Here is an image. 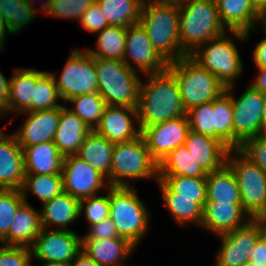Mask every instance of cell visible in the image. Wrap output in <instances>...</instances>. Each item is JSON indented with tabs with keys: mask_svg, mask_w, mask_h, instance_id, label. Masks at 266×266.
I'll list each match as a JSON object with an SVG mask.
<instances>
[{
	"mask_svg": "<svg viewBox=\"0 0 266 266\" xmlns=\"http://www.w3.org/2000/svg\"><path fill=\"white\" fill-rule=\"evenodd\" d=\"M243 266H257L253 262H246Z\"/></svg>",
	"mask_w": 266,
	"mask_h": 266,
	"instance_id": "62",
	"label": "cell"
},
{
	"mask_svg": "<svg viewBox=\"0 0 266 266\" xmlns=\"http://www.w3.org/2000/svg\"><path fill=\"white\" fill-rule=\"evenodd\" d=\"M221 23L229 31H241L246 39L251 30L259 25L260 14L253 7L251 0H215Z\"/></svg>",
	"mask_w": 266,
	"mask_h": 266,
	"instance_id": "23",
	"label": "cell"
},
{
	"mask_svg": "<svg viewBox=\"0 0 266 266\" xmlns=\"http://www.w3.org/2000/svg\"><path fill=\"white\" fill-rule=\"evenodd\" d=\"M10 79L7 80L0 71V114L7 116Z\"/></svg>",
	"mask_w": 266,
	"mask_h": 266,
	"instance_id": "51",
	"label": "cell"
},
{
	"mask_svg": "<svg viewBox=\"0 0 266 266\" xmlns=\"http://www.w3.org/2000/svg\"><path fill=\"white\" fill-rule=\"evenodd\" d=\"M40 211L27 201H23L14 216L8 234L0 241L1 245L30 248L41 231Z\"/></svg>",
	"mask_w": 266,
	"mask_h": 266,
	"instance_id": "22",
	"label": "cell"
},
{
	"mask_svg": "<svg viewBox=\"0 0 266 266\" xmlns=\"http://www.w3.org/2000/svg\"><path fill=\"white\" fill-rule=\"evenodd\" d=\"M66 102L72 103L73 107L69 108L72 113L83 120L91 130H95L106 107L105 100L98 92L78 95Z\"/></svg>",
	"mask_w": 266,
	"mask_h": 266,
	"instance_id": "37",
	"label": "cell"
},
{
	"mask_svg": "<svg viewBox=\"0 0 266 266\" xmlns=\"http://www.w3.org/2000/svg\"><path fill=\"white\" fill-rule=\"evenodd\" d=\"M29 191L42 203L52 200L64 192L62 174L25 175L21 192L26 202Z\"/></svg>",
	"mask_w": 266,
	"mask_h": 266,
	"instance_id": "36",
	"label": "cell"
},
{
	"mask_svg": "<svg viewBox=\"0 0 266 266\" xmlns=\"http://www.w3.org/2000/svg\"><path fill=\"white\" fill-rule=\"evenodd\" d=\"M30 250L41 262L70 264L82 250V239L73 230L42 228Z\"/></svg>",
	"mask_w": 266,
	"mask_h": 266,
	"instance_id": "12",
	"label": "cell"
},
{
	"mask_svg": "<svg viewBox=\"0 0 266 266\" xmlns=\"http://www.w3.org/2000/svg\"><path fill=\"white\" fill-rule=\"evenodd\" d=\"M250 219L241 204L206 202L201 228L218 236L242 227Z\"/></svg>",
	"mask_w": 266,
	"mask_h": 266,
	"instance_id": "20",
	"label": "cell"
},
{
	"mask_svg": "<svg viewBox=\"0 0 266 266\" xmlns=\"http://www.w3.org/2000/svg\"><path fill=\"white\" fill-rule=\"evenodd\" d=\"M10 79L7 114L19 115L31 112V99H33V86L36 80L45 72L35 69L17 68Z\"/></svg>",
	"mask_w": 266,
	"mask_h": 266,
	"instance_id": "28",
	"label": "cell"
},
{
	"mask_svg": "<svg viewBox=\"0 0 266 266\" xmlns=\"http://www.w3.org/2000/svg\"><path fill=\"white\" fill-rule=\"evenodd\" d=\"M233 105V149H239L247 140L261 135V119L264 109V94L252 85L236 99L232 95Z\"/></svg>",
	"mask_w": 266,
	"mask_h": 266,
	"instance_id": "11",
	"label": "cell"
},
{
	"mask_svg": "<svg viewBox=\"0 0 266 266\" xmlns=\"http://www.w3.org/2000/svg\"><path fill=\"white\" fill-rule=\"evenodd\" d=\"M264 38L256 44L253 51V62L257 68H266V31H264Z\"/></svg>",
	"mask_w": 266,
	"mask_h": 266,
	"instance_id": "50",
	"label": "cell"
},
{
	"mask_svg": "<svg viewBox=\"0 0 266 266\" xmlns=\"http://www.w3.org/2000/svg\"><path fill=\"white\" fill-rule=\"evenodd\" d=\"M164 206L179 226L194 223L201 226L203 208L195 202V198L161 197Z\"/></svg>",
	"mask_w": 266,
	"mask_h": 266,
	"instance_id": "38",
	"label": "cell"
},
{
	"mask_svg": "<svg viewBox=\"0 0 266 266\" xmlns=\"http://www.w3.org/2000/svg\"><path fill=\"white\" fill-rule=\"evenodd\" d=\"M61 99L55 84L52 72L45 71L33 86V99H31V112L62 107ZM58 102V103H57Z\"/></svg>",
	"mask_w": 266,
	"mask_h": 266,
	"instance_id": "40",
	"label": "cell"
},
{
	"mask_svg": "<svg viewBox=\"0 0 266 266\" xmlns=\"http://www.w3.org/2000/svg\"><path fill=\"white\" fill-rule=\"evenodd\" d=\"M154 3L180 4L185 0H148Z\"/></svg>",
	"mask_w": 266,
	"mask_h": 266,
	"instance_id": "59",
	"label": "cell"
},
{
	"mask_svg": "<svg viewBox=\"0 0 266 266\" xmlns=\"http://www.w3.org/2000/svg\"><path fill=\"white\" fill-rule=\"evenodd\" d=\"M90 132L91 129L86 123L68 107H60V118L53 142L64 157L76 155Z\"/></svg>",
	"mask_w": 266,
	"mask_h": 266,
	"instance_id": "24",
	"label": "cell"
},
{
	"mask_svg": "<svg viewBox=\"0 0 266 266\" xmlns=\"http://www.w3.org/2000/svg\"><path fill=\"white\" fill-rule=\"evenodd\" d=\"M259 25H263L264 31H266V10L260 15Z\"/></svg>",
	"mask_w": 266,
	"mask_h": 266,
	"instance_id": "60",
	"label": "cell"
},
{
	"mask_svg": "<svg viewBox=\"0 0 266 266\" xmlns=\"http://www.w3.org/2000/svg\"><path fill=\"white\" fill-rule=\"evenodd\" d=\"M126 27L108 26L97 32L96 48H85L93 57L123 61L126 45Z\"/></svg>",
	"mask_w": 266,
	"mask_h": 266,
	"instance_id": "34",
	"label": "cell"
},
{
	"mask_svg": "<svg viewBox=\"0 0 266 266\" xmlns=\"http://www.w3.org/2000/svg\"><path fill=\"white\" fill-rule=\"evenodd\" d=\"M229 36H234L239 41L247 40L244 32L227 31L200 45L189 55L201 67L215 75L225 88L235 86V81L244 70L237 45Z\"/></svg>",
	"mask_w": 266,
	"mask_h": 266,
	"instance_id": "4",
	"label": "cell"
},
{
	"mask_svg": "<svg viewBox=\"0 0 266 266\" xmlns=\"http://www.w3.org/2000/svg\"><path fill=\"white\" fill-rule=\"evenodd\" d=\"M259 215L266 217V206H265L264 210Z\"/></svg>",
	"mask_w": 266,
	"mask_h": 266,
	"instance_id": "63",
	"label": "cell"
},
{
	"mask_svg": "<svg viewBox=\"0 0 266 266\" xmlns=\"http://www.w3.org/2000/svg\"><path fill=\"white\" fill-rule=\"evenodd\" d=\"M180 87L185 111L208 103L225 92V86L211 72L201 67L189 55L168 63Z\"/></svg>",
	"mask_w": 266,
	"mask_h": 266,
	"instance_id": "7",
	"label": "cell"
},
{
	"mask_svg": "<svg viewBox=\"0 0 266 266\" xmlns=\"http://www.w3.org/2000/svg\"><path fill=\"white\" fill-rule=\"evenodd\" d=\"M251 3L260 15L266 10V0H251Z\"/></svg>",
	"mask_w": 266,
	"mask_h": 266,
	"instance_id": "57",
	"label": "cell"
},
{
	"mask_svg": "<svg viewBox=\"0 0 266 266\" xmlns=\"http://www.w3.org/2000/svg\"><path fill=\"white\" fill-rule=\"evenodd\" d=\"M207 201L241 204L239 185L235 173L226 164L206 177Z\"/></svg>",
	"mask_w": 266,
	"mask_h": 266,
	"instance_id": "31",
	"label": "cell"
},
{
	"mask_svg": "<svg viewBox=\"0 0 266 266\" xmlns=\"http://www.w3.org/2000/svg\"><path fill=\"white\" fill-rule=\"evenodd\" d=\"M61 174L64 192L79 200L99 195L100 189L110 187L103 174L77 155L64 157Z\"/></svg>",
	"mask_w": 266,
	"mask_h": 266,
	"instance_id": "13",
	"label": "cell"
},
{
	"mask_svg": "<svg viewBox=\"0 0 266 266\" xmlns=\"http://www.w3.org/2000/svg\"><path fill=\"white\" fill-rule=\"evenodd\" d=\"M261 134L266 135V95H264V109L261 119Z\"/></svg>",
	"mask_w": 266,
	"mask_h": 266,
	"instance_id": "58",
	"label": "cell"
},
{
	"mask_svg": "<svg viewBox=\"0 0 266 266\" xmlns=\"http://www.w3.org/2000/svg\"><path fill=\"white\" fill-rule=\"evenodd\" d=\"M213 101L194 107L186 112L190 130L215 138Z\"/></svg>",
	"mask_w": 266,
	"mask_h": 266,
	"instance_id": "41",
	"label": "cell"
},
{
	"mask_svg": "<svg viewBox=\"0 0 266 266\" xmlns=\"http://www.w3.org/2000/svg\"><path fill=\"white\" fill-rule=\"evenodd\" d=\"M158 174L206 178L208 173L195 162L187 148L182 145L172 150L158 164Z\"/></svg>",
	"mask_w": 266,
	"mask_h": 266,
	"instance_id": "33",
	"label": "cell"
},
{
	"mask_svg": "<svg viewBox=\"0 0 266 266\" xmlns=\"http://www.w3.org/2000/svg\"><path fill=\"white\" fill-rule=\"evenodd\" d=\"M23 114L28 115V118L14 133L22 148L54 140L60 118V107L23 112Z\"/></svg>",
	"mask_w": 266,
	"mask_h": 266,
	"instance_id": "19",
	"label": "cell"
},
{
	"mask_svg": "<svg viewBox=\"0 0 266 266\" xmlns=\"http://www.w3.org/2000/svg\"><path fill=\"white\" fill-rule=\"evenodd\" d=\"M161 197L195 198L202 208L207 201L206 178L178 175H159Z\"/></svg>",
	"mask_w": 266,
	"mask_h": 266,
	"instance_id": "29",
	"label": "cell"
},
{
	"mask_svg": "<svg viewBox=\"0 0 266 266\" xmlns=\"http://www.w3.org/2000/svg\"><path fill=\"white\" fill-rule=\"evenodd\" d=\"M35 266V265H34ZM40 266V265H36ZM41 266H70V264H62V263H44Z\"/></svg>",
	"mask_w": 266,
	"mask_h": 266,
	"instance_id": "61",
	"label": "cell"
},
{
	"mask_svg": "<svg viewBox=\"0 0 266 266\" xmlns=\"http://www.w3.org/2000/svg\"><path fill=\"white\" fill-rule=\"evenodd\" d=\"M258 77L251 84L255 89L266 95V68H257Z\"/></svg>",
	"mask_w": 266,
	"mask_h": 266,
	"instance_id": "53",
	"label": "cell"
},
{
	"mask_svg": "<svg viewBox=\"0 0 266 266\" xmlns=\"http://www.w3.org/2000/svg\"><path fill=\"white\" fill-rule=\"evenodd\" d=\"M52 74L64 102L78 95L97 92L98 78L94 57L85 49L71 51L58 80L56 74Z\"/></svg>",
	"mask_w": 266,
	"mask_h": 266,
	"instance_id": "10",
	"label": "cell"
},
{
	"mask_svg": "<svg viewBox=\"0 0 266 266\" xmlns=\"http://www.w3.org/2000/svg\"><path fill=\"white\" fill-rule=\"evenodd\" d=\"M25 175L61 174L64 156L53 141L23 148Z\"/></svg>",
	"mask_w": 266,
	"mask_h": 266,
	"instance_id": "25",
	"label": "cell"
},
{
	"mask_svg": "<svg viewBox=\"0 0 266 266\" xmlns=\"http://www.w3.org/2000/svg\"><path fill=\"white\" fill-rule=\"evenodd\" d=\"M70 266H99L92 258H90L82 250L71 261Z\"/></svg>",
	"mask_w": 266,
	"mask_h": 266,
	"instance_id": "52",
	"label": "cell"
},
{
	"mask_svg": "<svg viewBox=\"0 0 266 266\" xmlns=\"http://www.w3.org/2000/svg\"><path fill=\"white\" fill-rule=\"evenodd\" d=\"M239 150L266 173V135L245 141Z\"/></svg>",
	"mask_w": 266,
	"mask_h": 266,
	"instance_id": "46",
	"label": "cell"
},
{
	"mask_svg": "<svg viewBox=\"0 0 266 266\" xmlns=\"http://www.w3.org/2000/svg\"><path fill=\"white\" fill-rule=\"evenodd\" d=\"M41 208L42 228L48 229L51 224L57 230H71L69 224L80 217V200L65 192L43 203Z\"/></svg>",
	"mask_w": 266,
	"mask_h": 266,
	"instance_id": "27",
	"label": "cell"
},
{
	"mask_svg": "<svg viewBox=\"0 0 266 266\" xmlns=\"http://www.w3.org/2000/svg\"><path fill=\"white\" fill-rule=\"evenodd\" d=\"M96 2V0H53L48 16L80 20L82 14Z\"/></svg>",
	"mask_w": 266,
	"mask_h": 266,
	"instance_id": "44",
	"label": "cell"
},
{
	"mask_svg": "<svg viewBox=\"0 0 266 266\" xmlns=\"http://www.w3.org/2000/svg\"><path fill=\"white\" fill-rule=\"evenodd\" d=\"M218 237L222 243L214 266H243L249 261L260 232L256 222L250 219L242 227Z\"/></svg>",
	"mask_w": 266,
	"mask_h": 266,
	"instance_id": "16",
	"label": "cell"
},
{
	"mask_svg": "<svg viewBox=\"0 0 266 266\" xmlns=\"http://www.w3.org/2000/svg\"><path fill=\"white\" fill-rule=\"evenodd\" d=\"M134 120L137 122L136 126ZM95 131L112 143L138 138L141 136V128L138 124L137 108L106 105Z\"/></svg>",
	"mask_w": 266,
	"mask_h": 266,
	"instance_id": "17",
	"label": "cell"
},
{
	"mask_svg": "<svg viewBox=\"0 0 266 266\" xmlns=\"http://www.w3.org/2000/svg\"><path fill=\"white\" fill-rule=\"evenodd\" d=\"M179 22L178 4L144 1L140 24L147 31L153 48L167 63L187 55L180 46Z\"/></svg>",
	"mask_w": 266,
	"mask_h": 266,
	"instance_id": "2",
	"label": "cell"
},
{
	"mask_svg": "<svg viewBox=\"0 0 266 266\" xmlns=\"http://www.w3.org/2000/svg\"><path fill=\"white\" fill-rule=\"evenodd\" d=\"M144 77L147 81L141 82L137 106L140 127L186 115L178 81L168 68Z\"/></svg>",
	"mask_w": 266,
	"mask_h": 266,
	"instance_id": "1",
	"label": "cell"
},
{
	"mask_svg": "<svg viewBox=\"0 0 266 266\" xmlns=\"http://www.w3.org/2000/svg\"><path fill=\"white\" fill-rule=\"evenodd\" d=\"M227 165L235 173L242 208L252 218L266 206V173L247 158L239 149H230Z\"/></svg>",
	"mask_w": 266,
	"mask_h": 266,
	"instance_id": "9",
	"label": "cell"
},
{
	"mask_svg": "<svg viewBox=\"0 0 266 266\" xmlns=\"http://www.w3.org/2000/svg\"><path fill=\"white\" fill-rule=\"evenodd\" d=\"M249 262H253L257 266H266V244L260 237L250 255Z\"/></svg>",
	"mask_w": 266,
	"mask_h": 266,
	"instance_id": "49",
	"label": "cell"
},
{
	"mask_svg": "<svg viewBox=\"0 0 266 266\" xmlns=\"http://www.w3.org/2000/svg\"><path fill=\"white\" fill-rule=\"evenodd\" d=\"M178 8L180 46L187 55L228 31L221 23L215 0H185Z\"/></svg>",
	"mask_w": 266,
	"mask_h": 266,
	"instance_id": "3",
	"label": "cell"
},
{
	"mask_svg": "<svg viewBox=\"0 0 266 266\" xmlns=\"http://www.w3.org/2000/svg\"><path fill=\"white\" fill-rule=\"evenodd\" d=\"M107 191V195H96L80 200V216L82 214L85 215L89 226L99 223L109 217V187Z\"/></svg>",
	"mask_w": 266,
	"mask_h": 266,
	"instance_id": "43",
	"label": "cell"
},
{
	"mask_svg": "<svg viewBox=\"0 0 266 266\" xmlns=\"http://www.w3.org/2000/svg\"><path fill=\"white\" fill-rule=\"evenodd\" d=\"M27 2V4L32 8L37 10L38 8H36L35 4L36 3L34 0H25ZM47 1V2H46ZM44 1V3L41 5L40 9L43 10L44 14L49 10L52 1L53 0H46Z\"/></svg>",
	"mask_w": 266,
	"mask_h": 266,
	"instance_id": "56",
	"label": "cell"
},
{
	"mask_svg": "<svg viewBox=\"0 0 266 266\" xmlns=\"http://www.w3.org/2000/svg\"><path fill=\"white\" fill-rule=\"evenodd\" d=\"M38 10L32 9L25 0H0V13L12 34H17L34 21Z\"/></svg>",
	"mask_w": 266,
	"mask_h": 266,
	"instance_id": "39",
	"label": "cell"
},
{
	"mask_svg": "<svg viewBox=\"0 0 266 266\" xmlns=\"http://www.w3.org/2000/svg\"><path fill=\"white\" fill-rule=\"evenodd\" d=\"M88 232L86 235L81 236L82 240H91V239H111V238H122L119 237L117 233L116 226L110 217L105 220L89 226Z\"/></svg>",
	"mask_w": 266,
	"mask_h": 266,
	"instance_id": "48",
	"label": "cell"
},
{
	"mask_svg": "<svg viewBox=\"0 0 266 266\" xmlns=\"http://www.w3.org/2000/svg\"><path fill=\"white\" fill-rule=\"evenodd\" d=\"M134 248L125 238L82 240V251L99 266H127L123 261Z\"/></svg>",
	"mask_w": 266,
	"mask_h": 266,
	"instance_id": "26",
	"label": "cell"
},
{
	"mask_svg": "<svg viewBox=\"0 0 266 266\" xmlns=\"http://www.w3.org/2000/svg\"><path fill=\"white\" fill-rule=\"evenodd\" d=\"M23 201L21 190L0 189V241L8 234L17 209Z\"/></svg>",
	"mask_w": 266,
	"mask_h": 266,
	"instance_id": "42",
	"label": "cell"
},
{
	"mask_svg": "<svg viewBox=\"0 0 266 266\" xmlns=\"http://www.w3.org/2000/svg\"><path fill=\"white\" fill-rule=\"evenodd\" d=\"M215 119V139L233 149V105L231 88H226L218 98L213 100Z\"/></svg>",
	"mask_w": 266,
	"mask_h": 266,
	"instance_id": "35",
	"label": "cell"
},
{
	"mask_svg": "<svg viewBox=\"0 0 266 266\" xmlns=\"http://www.w3.org/2000/svg\"><path fill=\"white\" fill-rule=\"evenodd\" d=\"M98 78L97 92L106 105L137 108L142 79L123 61L94 57Z\"/></svg>",
	"mask_w": 266,
	"mask_h": 266,
	"instance_id": "5",
	"label": "cell"
},
{
	"mask_svg": "<svg viewBox=\"0 0 266 266\" xmlns=\"http://www.w3.org/2000/svg\"><path fill=\"white\" fill-rule=\"evenodd\" d=\"M152 177L156 181L159 178L158 163L152 158L142 136L115 143L109 175L110 186L126 187L130 186V179H151Z\"/></svg>",
	"mask_w": 266,
	"mask_h": 266,
	"instance_id": "8",
	"label": "cell"
},
{
	"mask_svg": "<svg viewBox=\"0 0 266 266\" xmlns=\"http://www.w3.org/2000/svg\"><path fill=\"white\" fill-rule=\"evenodd\" d=\"M131 58V59H129ZM132 60L133 64L130 62ZM123 62L131 69L144 75L164 71L168 63L153 48L147 31L141 24L128 26Z\"/></svg>",
	"mask_w": 266,
	"mask_h": 266,
	"instance_id": "15",
	"label": "cell"
},
{
	"mask_svg": "<svg viewBox=\"0 0 266 266\" xmlns=\"http://www.w3.org/2000/svg\"><path fill=\"white\" fill-rule=\"evenodd\" d=\"M30 248L21 246H0V266H32Z\"/></svg>",
	"mask_w": 266,
	"mask_h": 266,
	"instance_id": "45",
	"label": "cell"
},
{
	"mask_svg": "<svg viewBox=\"0 0 266 266\" xmlns=\"http://www.w3.org/2000/svg\"><path fill=\"white\" fill-rule=\"evenodd\" d=\"M184 146L207 173L215 172L227 164L229 148L219 140L189 131Z\"/></svg>",
	"mask_w": 266,
	"mask_h": 266,
	"instance_id": "21",
	"label": "cell"
},
{
	"mask_svg": "<svg viewBox=\"0 0 266 266\" xmlns=\"http://www.w3.org/2000/svg\"><path fill=\"white\" fill-rule=\"evenodd\" d=\"M109 217L116 226L119 237L127 239L135 247L149 228V211L131 186L109 187Z\"/></svg>",
	"mask_w": 266,
	"mask_h": 266,
	"instance_id": "6",
	"label": "cell"
},
{
	"mask_svg": "<svg viewBox=\"0 0 266 266\" xmlns=\"http://www.w3.org/2000/svg\"><path fill=\"white\" fill-rule=\"evenodd\" d=\"M79 25L90 33H97L102 31L109 24L101 12L100 6L95 2L92 4L81 16Z\"/></svg>",
	"mask_w": 266,
	"mask_h": 266,
	"instance_id": "47",
	"label": "cell"
},
{
	"mask_svg": "<svg viewBox=\"0 0 266 266\" xmlns=\"http://www.w3.org/2000/svg\"><path fill=\"white\" fill-rule=\"evenodd\" d=\"M140 128L141 136L152 158L158 164L172 150L184 145L190 131L187 115Z\"/></svg>",
	"mask_w": 266,
	"mask_h": 266,
	"instance_id": "14",
	"label": "cell"
},
{
	"mask_svg": "<svg viewBox=\"0 0 266 266\" xmlns=\"http://www.w3.org/2000/svg\"><path fill=\"white\" fill-rule=\"evenodd\" d=\"M114 145L115 143L109 142L95 130H91L76 154L95 170L103 174L107 178L106 182L108 184Z\"/></svg>",
	"mask_w": 266,
	"mask_h": 266,
	"instance_id": "30",
	"label": "cell"
},
{
	"mask_svg": "<svg viewBox=\"0 0 266 266\" xmlns=\"http://www.w3.org/2000/svg\"><path fill=\"white\" fill-rule=\"evenodd\" d=\"M252 219L257 224L258 230L260 232V238L266 244V217H263L261 215H256V216L252 217Z\"/></svg>",
	"mask_w": 266,
	"mask_h": 266,
	"instance_id": "55",
	"label": "cell"
},
{
	"mask_svg": "<svg viewBox=\"0 0 266 266\" xmlns=\"http://www.w3.org/2000/svg\"><path fill=\"white\" fill-rule=\"evenodd\" d=\"M25 178L23 148L16 136L0 133V189L21 190Z\"/></svg>",
	"mask_w": 266,
	"mask_h": 266,
	"instance_id": "18",
	"label": "cell"
},
{
	"mask_svg": "<svg viewBox=\"0 0 266 266\" xmlns=\"http://www.w3.org/2000/svg\"><path fill=\"white\" fill-rule=\"evenodd\" d=\"M8 34L10 35L12 34V32L10 31L8 24L4 21V17L0 13V53H2V45H4V42L6 40L5 36H7Z\"/></svg>",
	"mask_w": 266,
	"mask_h": 266,
	"instance_id": "54",
	"label": "cell"
},
{
	"mask_svg": "<svg viewBox=\"0 0 266 266\" xmlns=\"http://www.w3.org/2000/svg\"><path fill=\"white\" fill-rule=\"evenodd\" d=\"M145 0H96L109 26L128 27L140 23Z\"/></svg>",
	"mask_w": 266,
	"mask_h": 266,
	"instance_id": "32",
	"label": "cell"
}]
</instances>
